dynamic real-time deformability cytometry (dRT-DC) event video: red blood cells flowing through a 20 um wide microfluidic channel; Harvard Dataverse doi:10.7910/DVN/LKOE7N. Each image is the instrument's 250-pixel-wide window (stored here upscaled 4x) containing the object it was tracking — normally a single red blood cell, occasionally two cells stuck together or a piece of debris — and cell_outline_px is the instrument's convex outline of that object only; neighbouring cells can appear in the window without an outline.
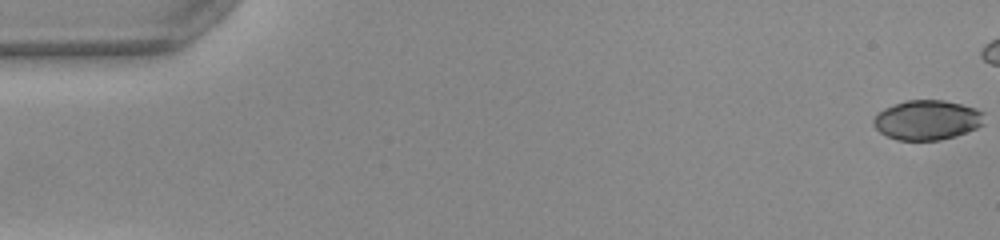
{"species": "common noctule bat (a hibernating species)", "species_latin": "Nyctalus noctula", "temperature_condition": "warm", "stored_images_in_passage": 42, "camera_frame_rate_fps": 3000, "um_per_image_px": 0.085, "animal": {"sex": "female", "body_mass_g": 22.0, "forearm_length_mm": 56.7}, "frame": {"image": 1, "passage_image": 1, "time_ms": 0.0, "image_size_px": [1000, 240], "cell_outline_px": [[984, 124], [976, 128], [956, 136], [940, 140], [896, 140], [880, 132], [872, 124], [872, 120], [884, 108], [904, 100], [944, 100], [976, 108], [984, 112]], "centroid_in_image_um": [78.82, 10.2], "position_along_channel_um": 6.2, "area_um2": 25.72}}